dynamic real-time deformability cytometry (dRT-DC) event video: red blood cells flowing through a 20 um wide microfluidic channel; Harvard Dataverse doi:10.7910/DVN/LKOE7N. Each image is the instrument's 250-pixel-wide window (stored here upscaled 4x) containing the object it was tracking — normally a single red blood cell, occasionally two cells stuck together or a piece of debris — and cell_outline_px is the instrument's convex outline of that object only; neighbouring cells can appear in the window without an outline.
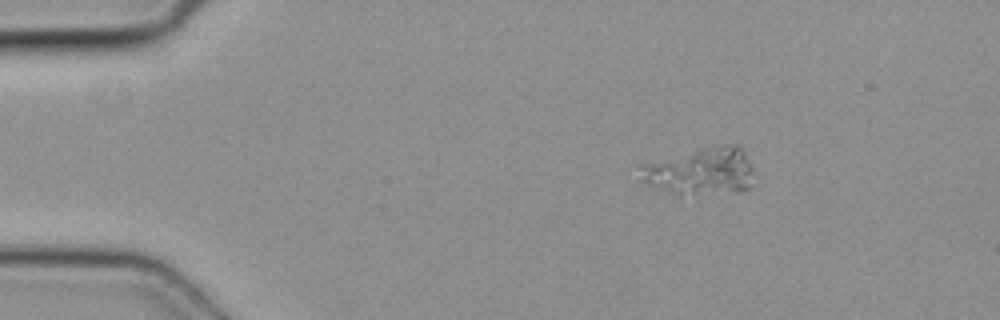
{"species": "common noctule bat (a hibernating species)", "species_latin": "Nyctalus noctula", "temperature_condition": "cold", "stored_images_in_passage": 3, "camera_frame_rate_fps": 3000, "um_per_image_px": 0.085, "animal": {"sex": "female", "body_mass_g": 19.3, "forearm_length_mm": 54.1}, "frame": {"image": 1, "passage_image": 1, "time_ms": 0.0, "image_size_px": [1000, 320], "cell_outline_px": [[752, 188], [736, 192], [680, 196], [640, 180], [644, 164], [704, 148], [732, 144], [736, 144], [744, 152], [752, 168]], "centroid_in_image_um": [59.64, 14.61], "position_along_channel_um": 25.4, "area_um2": 30.69}}